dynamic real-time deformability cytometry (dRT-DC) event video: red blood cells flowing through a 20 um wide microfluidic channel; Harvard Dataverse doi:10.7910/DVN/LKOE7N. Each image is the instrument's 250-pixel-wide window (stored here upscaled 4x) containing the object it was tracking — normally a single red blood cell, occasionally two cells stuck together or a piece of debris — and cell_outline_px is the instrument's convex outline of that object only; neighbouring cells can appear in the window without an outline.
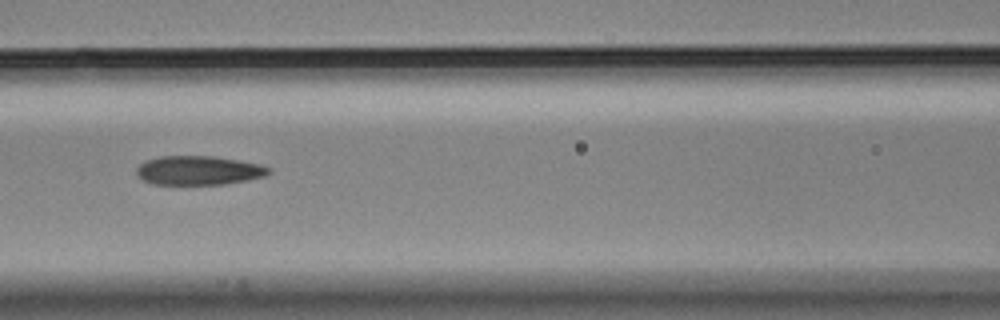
{"species": "Egyptian fruit bat (a non-hibernating species)", "species_latin": "Rousettus aegyptiacus", "temperature_condition": "cold", "stored_images_in_passage": 9, "camera_frame_rate_fps": 3000, "um_per_image_px": 0.085, "animal": {"sex": "male"}, "frame": {"image": 1, "passage_image": 6, "time_ms": 1.667, "image_size_px": [1000, 320], "cell_outline_px": [[272, 172], [264, 176], [248, 180], [224, 184], [152, 184], [144, 180], [136, 172], [136, 168], [144, 160], [160, 156], [212, 156], [260, 164], [272, 168]], "centroid_in_image_um": [16.9, 14.48], "position_along_channel_um": 149.7, "area_um2": 22.37}}
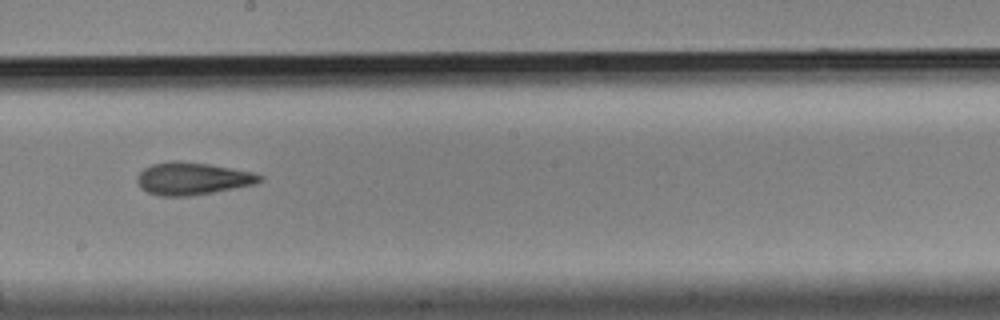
{"frame": {"image": 2, "passage_image": 8, "time_ms": 2.333, "image_size_px": [1000, 320], "cell_outline_px": [[264, 180], [256, 184], [192, 196], [156, 196], [140, 188], [136, 180], [140, 172], [144, 168], [152, 164], [168, 160], [176, 160], [208, 164], [252, 172], [264, 176]], "centroid_in_image_um": [16.35, 15.18], "position_along_channel_um": 231.9, "area_um2": 23.35}}
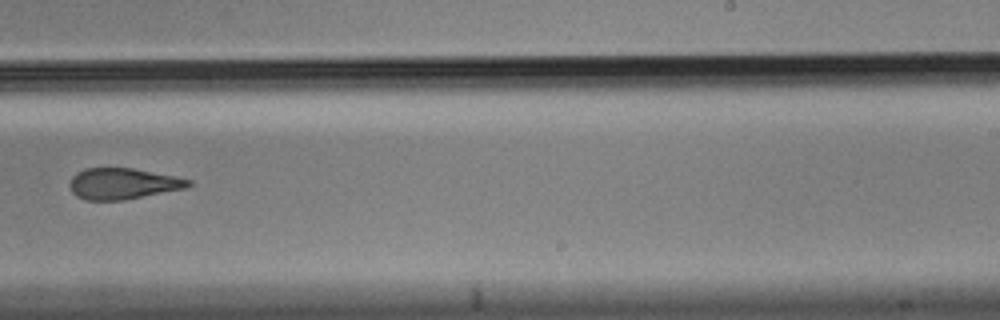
{"frame": {"image": 3, "passage_image": 9, "time_ms": 2.667, "image_size_px": [1000, 320], "cell_outline_px": [[192, 184], [188, 188], [124, 200], [84, 200], [76, 196], [72, 192], [68, 184], [72, 176], [76, 172], [84, 168], [132, 168], [176, 176], [192, 180]], "centroid_in_image_um": [10.44, 15.61], "position_along_channel_um": 278.6, "area_um2": 21.79}}